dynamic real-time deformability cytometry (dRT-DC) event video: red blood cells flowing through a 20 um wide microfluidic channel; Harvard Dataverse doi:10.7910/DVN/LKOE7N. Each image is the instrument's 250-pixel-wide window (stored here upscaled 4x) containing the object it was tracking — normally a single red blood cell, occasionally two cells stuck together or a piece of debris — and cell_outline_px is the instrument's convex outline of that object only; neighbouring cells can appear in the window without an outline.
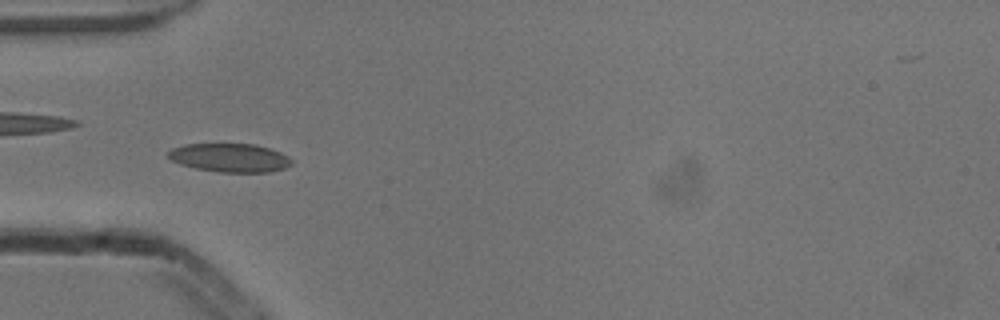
{"species": "common noctule bat (a hibernating species)", "species_latin": "Nyctalus noctula", "temperature_condition": "cold", "stored_images_in_passage": 5, "camera_frame_rate_fps": 3000, "um_per_image_px": 0.085, "animal": {"sex": "male", "body_mass_g": 13.3}, "frame": {"image": 1, "passage_image": 5, "time_ms": 1.333, "image_size_px": [1000, 320], "cell_outline_px": [[292, 164], [284, 168], [268, 172], [220, 172], [196, 168], [180, 164], [172, 160], [168, 156], [168, 152], [172, 148], [184, 144], [256, 144], [280, 152], [288, 156], [292, 160]], "centroid_in_image_um": [19.54, 13.4], "position_along_channel_um": 65.5, "area_um2": 20.46}}